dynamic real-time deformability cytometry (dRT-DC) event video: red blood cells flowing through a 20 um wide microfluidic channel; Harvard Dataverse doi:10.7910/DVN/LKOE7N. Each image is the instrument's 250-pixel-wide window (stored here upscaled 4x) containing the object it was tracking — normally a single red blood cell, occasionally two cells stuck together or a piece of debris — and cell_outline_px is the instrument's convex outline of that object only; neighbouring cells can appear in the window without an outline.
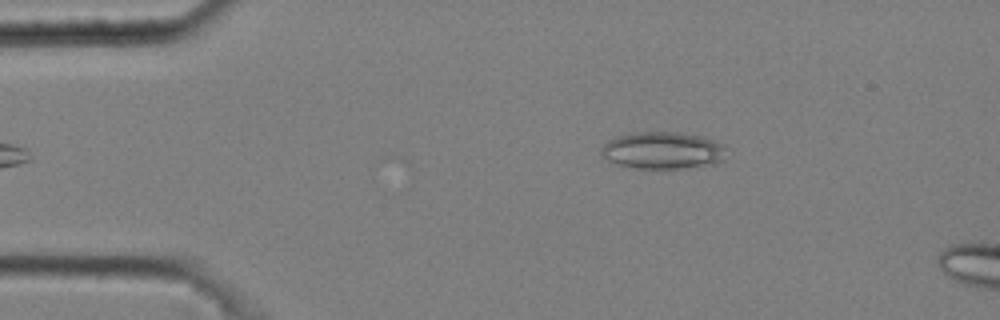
{"species": "common noctule bat (a hibernating species)", "species_latin": "Nyctalus noctula", "temperature_condition": "cold", "stored_images_in_passage": 5, "camera_frame_rate_fps": 3000, "um_per_image_px": 0.085, "animal": {"sex": "male", "body_mass_g": 20.4}, "frame": {"image": 1, "passage_image": 5, "time_ms": 1.333, "image_size_px": [1000, 320], "cell_outline_px": [[724, 148], [720, 160], [680, 168], [636, 168], [616, 164], [608, 160], [600, 152], [600, 148], [608, 140], [616, 136], [628, 132], [676, 132], [700, 136], [724, 144]], "centroid_in_image_um": [56.19, 12.75], "position_along_channel_um": 28.8, "area_um2": 26.41}}